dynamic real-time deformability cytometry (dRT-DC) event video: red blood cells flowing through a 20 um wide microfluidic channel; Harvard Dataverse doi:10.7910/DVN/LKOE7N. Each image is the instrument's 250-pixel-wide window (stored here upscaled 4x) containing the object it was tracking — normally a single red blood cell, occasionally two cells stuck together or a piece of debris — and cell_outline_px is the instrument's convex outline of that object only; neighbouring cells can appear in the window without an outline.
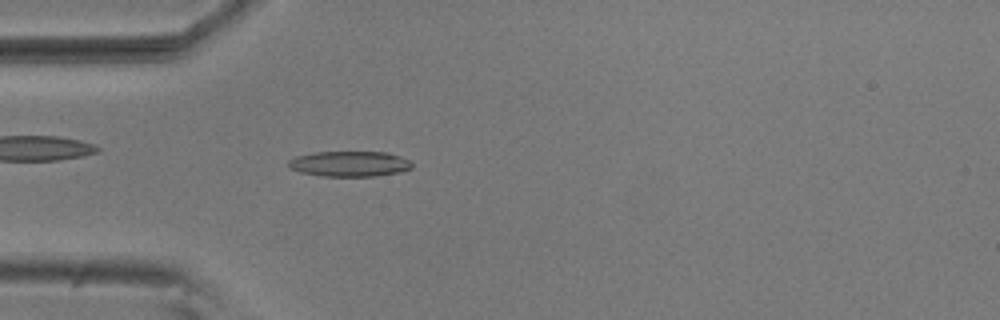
{"species": "common noctule bat (a hibernating species)", "species_latin": "Nyctalus noctula", "temperature_condition": "room temperature", "stored_images_in_passage": 54, "camera_frame_rate_fps": 3000, "um_per_image_px": 0.085, "animal": {"sex": "male", "body_mass_g": 20.5, "forearm_length_mm": 52.5}, "frame": {"image": 1, "passage_image": 15, "time_ms": 4.667, "image_size_px": [1000, 320], "cell_outline_px": [[412, 168], [400, 172], [376, 176], [320, 176], [300, 172], [288, 168], [288, 160], [296, 156], [312, 152], [388, 152], [412, 160]], "centroid_in_image_um": [29.71, 13.92], "position_along_channel_um": 55.3, "area_um2": 18.55}}
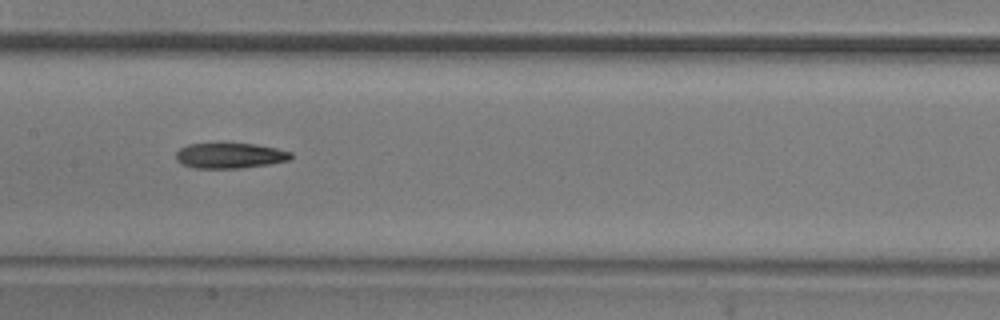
{"frame": {"image": 2, "passage_image": 26, "time_ms": 8.333, "image_size_px": [1000, 320], "cell_outline_px": [[292, 156], [288, 160], [268, 164], [244, 168], [196, 168], [180, 164], [176, 160], [176, 152], [180, 148], [188, 144], [224, 140], [256, 144], [276, 148], [292, 152]], "centroid_in_image_um": [19.49, 13.17], "position_along_channel_um": 187.9, "area_um2": 17.92}}
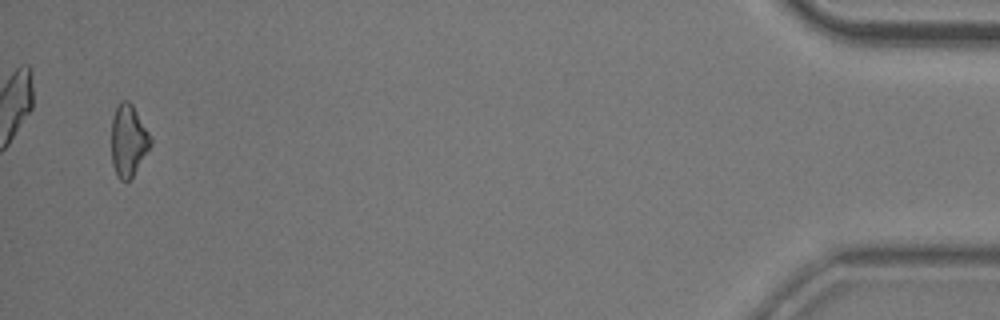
{"frame": {"image": 3, "passage_image": 52, "time_ms": 17.0, "image_size_px": [1000, 320], "cell_outline_px": [[152, 144], [132, 176], [128, 180], [120, 180], [116, 176], [112, 164], [112, 116], [116, 104], [120, 100], [128, 100], [132, 104], [148, 132], [152, 140]], "centroid_in_image_um": [10.89, 11.92], "position_along_channel_um": 424.3, "area_um2": 16.3}, "authors_computed_cell_mechanics": {"area_um2": 17.4845, "velocity_mm_per_s": 3.7201, "shape_relaxation_time_tau1_ms": 4.6088, "shape_relaxation_time_tau2_ms": null, "deformation_change_tau1": 0.1305, "deformation_change_tau2": null}}